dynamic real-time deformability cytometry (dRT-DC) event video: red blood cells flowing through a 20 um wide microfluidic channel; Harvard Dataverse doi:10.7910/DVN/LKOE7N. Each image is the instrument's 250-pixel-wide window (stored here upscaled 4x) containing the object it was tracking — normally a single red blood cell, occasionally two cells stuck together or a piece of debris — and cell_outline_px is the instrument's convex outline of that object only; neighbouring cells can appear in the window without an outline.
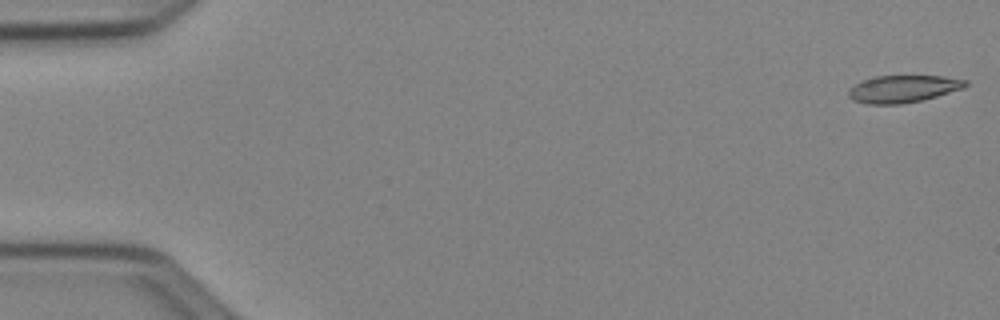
{"species": "Egyptian fruit bat (a non-hibernating species)", "species_latin": "Rousettus aegyptiacus", "temperature_condition": "cold", "stored_images_in_passage": 11, "camera_frame_rate_fps": 3000, "um_per_image_px": 0.085, "animal": {"sex": "female"}, "frame": {"image": 1, "passage_image": 1, "time_ms": 0.0, "image_size_px": [1000, 320], "cell_outline_px": [[968, 84], [964, 88], [936, 96], [920, 100], [900, 104], [868, 104], [852, 100], [848, 96], [848, 92], [856, 84], [864, 80], [876, 76], [944, 76], [968, 80]], "centroid_in_image_um": [76.79, 7.55], "position_along_channel_um": 8.2, "area_um2": 18.38}}